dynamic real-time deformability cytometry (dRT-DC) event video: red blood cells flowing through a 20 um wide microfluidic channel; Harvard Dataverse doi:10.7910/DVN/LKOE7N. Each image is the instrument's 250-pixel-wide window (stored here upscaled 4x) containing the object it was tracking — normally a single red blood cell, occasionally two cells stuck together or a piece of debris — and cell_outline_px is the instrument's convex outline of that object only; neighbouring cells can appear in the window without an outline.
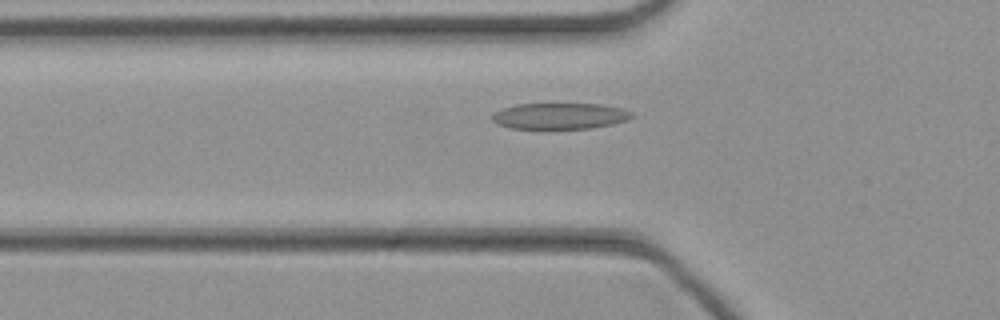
{"species": "common noctule bat (a hibernating species)", "species_latin": "Nyctalus noctula", "temperature_condition": "cold", "stored_images_in_passage": 42, "camera_frame_rate_fps": 3000, "um_per_image_px": 0.085, "animal": {"sex": "female", "body_mass_g": 21.9}, "frame": {"image": 1, "passage_image": 12, "time_ms": 3.667, "image_size_px": [1000, 320], "cell_outline_px": [[632, 116], [628, 120], [612, 124], [592, 128], [508, 128], [496, 124], [492, 120], [492, 116], [496, 112], [504, 108], [516, 104], [600, 104], [620, 108], [632, 112]], "centroid_in_image_um": [47.58, 9.86], "position_along_channel_um": 78.2, "area_um2": 21.04}}
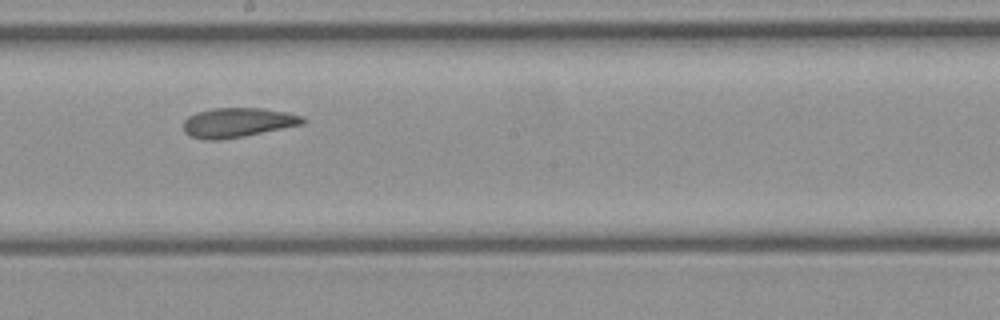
{"frame": {"image": 2, "passage_image": 22, "time_ms": 7.0, "image_size_px": [1000, 320], "cell_outline_px": [[308, 120], [304, 124], [244, 136], [220, 140], [204, 140], [192, 136], [184, 132], [184, 120], [188, 116], [196, 112], [212, 108], [264, 108], [288, 112], [304, 116]], "centroid_in_image_um": [20.24, 10.41], "position_along_channel_um": 228.0, "area_um2": 20.75}}
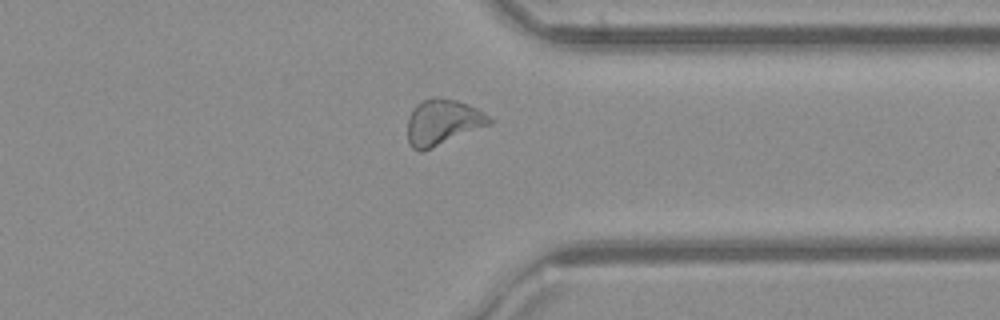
{"frame": {"image": 3, "passage_image": 32, "time_ms": 10.333, "image_size_px": [1000, 320], "cell_outline_px": [[492, 124], [432, 148], [420, 152], [412, 148], [408, 144], [408, 116], [412, 108], [416, 104], [432, 96], [440, 96], [456, 100], [468, 104], [484, 112], [492, 120]], "centroid_in_image_um": [37.61, 10.38], "position_along_channel_um": 373.8, "area_um2": 22.08}}